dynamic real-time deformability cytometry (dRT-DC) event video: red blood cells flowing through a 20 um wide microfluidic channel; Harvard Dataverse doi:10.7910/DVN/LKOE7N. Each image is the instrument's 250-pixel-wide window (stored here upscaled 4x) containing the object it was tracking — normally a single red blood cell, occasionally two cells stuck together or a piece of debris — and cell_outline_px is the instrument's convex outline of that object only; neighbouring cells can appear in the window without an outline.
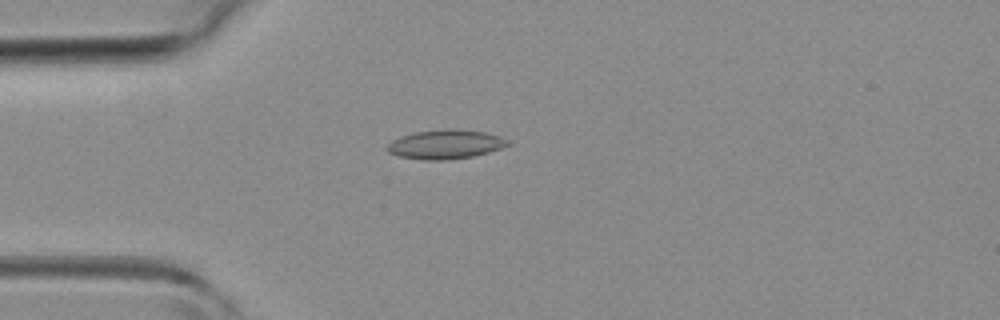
{"species": "common noctule bat (a hibernating species)", "species_latin": "Nyctalus noctula", "temperature_condition": "room temperature", "stored_images_in_passage": 44, "camera_frame_rate_fps": 3000, "um_per_image_px": 0.085, "animal": {"sex": "female", "body_mass_g": 19.3, "forearm_length_mm": 54.1}, "frame": {"image": 1, "passage_image": 12, "time_ms": 3.667, "image_size_px": [1000, 320], "cell_outline_px": [[508, 144], [500, 148], [488, 152], [472, 156], [448, 160], [424, 160], [400, 156], [388, 152], [384, 148], [392, 140], [400, 136], [416, 132], [448, 128], [456, 128], [484, 132], [500, 136], [508, 140]], "centroid_in_image_um": [37.83, 12.26], "position_along_channel_um": 47.2, "area_um2": 20.46}}
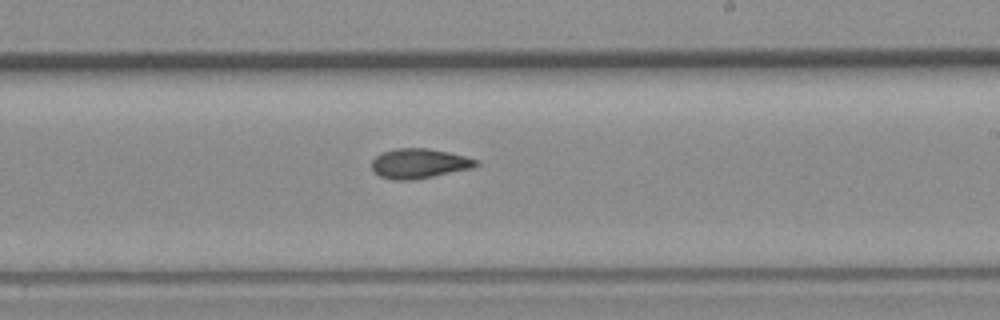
{"frame": {"image": 2, "passage_image": 26, "time_ms": 8.333, "image_size_px": [1000, 320], "cell_outline_px": [[480, 164], [472, 168], [412, 180], [396, 180], [380, 176], [372, 168], [372, 160], [376, 156], [384, 152], [396, 148], [428, 148], [448, 152], [480, 160]], "centroid_in_image_um": [35.65, 13.89], "position_along_channel_um": 253.3, "area_um2": 17.92}}
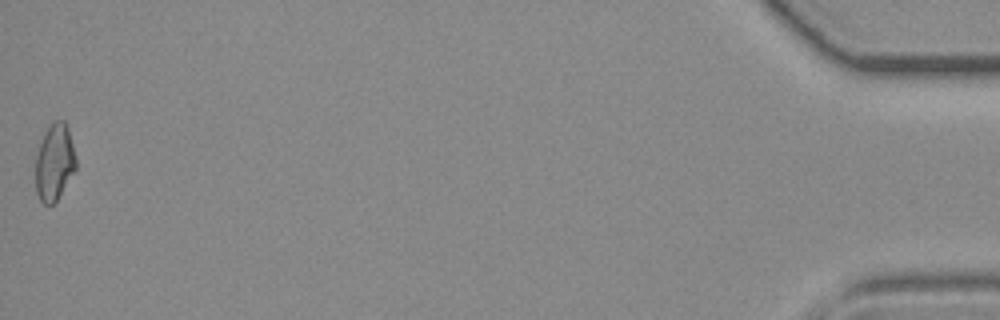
{"frame": {"image": 3, "passage_image": 44, "time_ms": 14.333, "image_size_px": [1000, 320], "cell_outline_px": [[76, 168], [56, 200], [52, 204], [44, 204], [40, 200], [36, 192], [36, 156], [44, 132], [52, 120], [64, 120], [68, 128], [76, 160]], "centroid_in_image_um": [4.62, 13.76], "position_along_channel_um": 430.6, "area_um2": 17.8}}